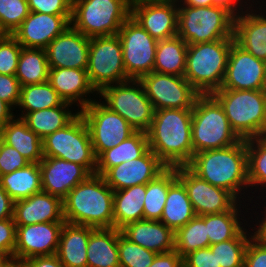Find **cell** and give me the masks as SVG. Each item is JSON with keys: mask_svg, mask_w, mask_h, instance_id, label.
I'll list each match as a JSON object with an SVG mask.
<instances>
[{"mask_svg": "<svg viewBox=\"0 0 266 267\" xmlns=\"http://www.w3.org/2000/svg\"><path fill=\"white\" fill-rule=\"evenodd\" d=\"M14 200L0 185V220L13 218Z\"/></svg>", "mask_w": 266, "mask_h": 267, "instance_id": "9f6ffc18", "label": "cell"}, {"mask_svg": "<svg viewBox=\"0 0 266 267\" xmlns=\"http://www.w3.org/2000/svg\"><path fill=\"white\" fill-rule=\"evenodd\" d=\"M251 1V0H247ZM246 0H214L215 6H220L225 8L227 11H229L234 17L239 16L241 13L245 12L244 9H250L254 5L251 3L247 4ZM245 5H244V4ZM241 6V7H240ZM245 6V7H244ZM248 6V7H247ZM240 10V11H239ZM244 10V11H243Z\"/></svg>", "mask_w": 266, "mask_h": 267, "instance_id": "11a10c76", "label": "cell"}, {"mask_svg": "<svg viewBox=\"0 0 266 267\" xmlns=\"http://www.w3.org/2000/svg\"><path fill=\"white\" fill-rule=\"evenodd\" d=\"M234 39L188 45L184 78L201 94L221 88Z\"/></svg>", "mask_w": 266, "mask_h": 267, "instance_id": "277c9868", "label": "cell"}, {"mask_svg": "<svg viewBox=\"0 0 266 267\" xmlns=\"http://www.w3.org/2000/svg\"><path fill=\"white\" fill-rule=\"evenodd\" d=\"M0 185L14 200L25 199L42 191L39 163L0 176Z\"/></svg>", "mask_w": 266, "mask_h": 267, "instance_id": "e575fe53", "label": "cell"}, {"mask_svg": "<svg viewBox=\"0 0 266 267\" xmlns=\"http://www.w3.org/2000/svg\"><path fill=\"white\" fill-rule=\"evenodd\" d=\"M223 107L241 139L266 136V93L263 90L218 89L211 94Z\"/></svg>", "mask_w": 266, "mask_h": 267, "instance_id": "5b68a950", "label": "cell"}, {"mask_svg": "<svg viewBox=\"0 0 266 267\" xmlns=\"http://www.w3.org/2000/svg\"><path fill=\"white\" fill-rule=\"evenodd\" d=\"M262 90L266 93V72H265V77H264V81H263Z\"/></svg>", "mask_w": 266, "mask_h": 267, "instance_id": "be15d7a7", "label": "cell"}, {"mask_svg": "<svg viewBox=\"0 0 266 267\" xmlns=\"http://www.w3.org/2000/svg\"><path fill=\"white\" fill-rule=\"evenodd\" d=\"M20 263L23 267H65L56 254L35 256Z\"/></svg>", "mask_w": 266, "mask_h": 267, "instance_id": "db71d44e", "label": "cell"}, {"mask_svg": "<svg viewBox=\"0 0 266 267\" xmlns=\"http://www.w3.org/2000/svg\"><path fill=\"white\" fill-rule=\"evenodd\" d=\"M263 208H265V211H263L264 215L261 212L263 217L261 218V220L257 221V223L259 224L255 223V225H253V226H257V225L258 226L254 229L252 228V231L254 232L255 230L254 232L255 235L266 244V206Z\"/></svg>", "mask_w": 266, "mask_h": 267, "instance_id": "680465c9", "label": "cell"}, {"mask_svg": "<svg viewBox=\"0 0 266 267\" xmlns=\"http://www.w3.org/2000/svg\"><path fill=\"white\" fill-rule=\"evenodd\" d=\"M86 70L96 92L108 85L129 80L123 64L121 41L117 34L90 38Z\"/></svg>", "mask_w": 266, "mask_h": 267, "instance_id": "8fae6325", "label": "cell"}, {"mask_svg": "<svg viewBox=\"0 0 266 267\" xmlns=\"http://www.w3.org/2000/svg\"><path fill=\"white\" fill-rule=\"evenodd\" d=\"M244 267H266V244L255 234L247 244Z\"/></svg>", "mask_w": 266, "mask_h": 267, "instance_id": "681fc988", "label": "cell"}, {"mask_svg": "<svg viewBox=\"0 0 266 267\" xmlns=\"http://www.w3.org/2000/svg\"><path fill=\"white\" fill-rule=\"evenodd\" d=\"M139 81L154 111L168 108L192 109L201 95L184 76L151 72L143 75Z\"/></svg>", "mask_w": 266, "mask_h": 267, "instance_id": "5bb4252c", "label": "cell"}, {"mask_svg": "<svg viewBox=\"0 0 266 267\" xmlns=\"http://www.w3.org/2000/svg\"><path fill=\"white\" fill-rule=\"evenodd\" d=\"M156 253L127 239L118 230V256L120 267H149Z\"/></svg>", "mask_w": 266, "mask_h": 267, "instance_id": "7bdbcfd3", "label": "cell"}, {"mask_svg": "<svg viewBox=\"0 0 266 267\" xmlns=\"http://www.w3.org/2000/svg\"><path fill=\"white\" fill-rule=\"evenodd\" d=\"M79 112L88 126L96 158L136 131L124 118L96 99Z\"/></svg>", "mask_w": 266, "mask_h": 267, "instance_id": "4fadbf2b", "label": "cell"}, {"mask_svg": "<svg viewBox=\"0 0 266 267\" xmlns=\"http://www.w3.org/2000/svg\"><path fill=\"white\" fill-rule=\"evenodd\" d=\"M130 16L129 0H73L70 25L89 38L110 36Z\"/></svg>", "mask_w": 266, "mask_h": 267, "instance_id": "ba28073f", "label": "cell"}, {"mask_svg": "<svg viewBox=\"0 0 266 267\" xmlns=\"http://www.w3.org/2000/svg\"><path fill=\"white\" fill-rule=\"evenodd\" d=\"M177 179V167H167L155 179L146 184L144 219L160 221L169 186Z\"/></svg>", "mask_w": 266, "mask_h": 267, "instance_id": "8d00e7d4", "label": "cell"}, {"mask_svg": "<svg viewBox=\"0 0 266 267\" xmlns=\"http://www.w3.org/2000/svg\"><path fill=\"white\" fill-rule=\"evenodd\" d=\"M265 72L266 61L254 57L234 42L220 89L262 90Z\"/></svg>", "mask_w": 266, "mask_h": 267, "instance_id": "2e32d148", "label": "cell"}, {"mask_svg": "<svg viewBox=\"0 0 266 267\" xmlns=\"http://www.w3.org/2000/svg\"><path fill=\"white\" fill-rule=\"evenodd\" d=\"M177 178L185 186L197 216L229 211L239 203L231 192L211 185L196 175L188 166L177 167Z\"/></svg>", "mask_w": 266, "mask_h": 267, "instance_id": "9a60e30c", "label": "cell"}, {"mask_svg": "<svg viewBox=\"0 0 266 267\" xmlns=\"http://www.w3.org/2000/svg\"><path fill=\"white\" fill-rule=\"evenodd\" d=\"M184 267H220L209 247L193 251L183 258Z\"/></svg>", "mask_w": 266, "mask_h": 267, "instance_id": "816d5d0a", "label": "cell"}, {"mask_svg": "<svg viewBox=\"0 0 266 267\" xmlns=\"http://www.w3.org/2000/svg\"><path fill=\"white\" fill-rule=\"evenodd\" d=\"M16 224L14 218L0 220V257L14 258Z\"/></svg>", "mask_w": 266, "mask_h": 267, "instance_id": "c3c4849f", "label": "cell"}, {"mask_svg": "<svg viewBox=\"0 0 266 267\" xmlns=\"http://www.w3.org/2000/svg\"><path fill=\"white\" fill-rule=\"evenodd\" d=\"M15 262L12 257H0V267H11Z\"/></svg>", "mask_w": 266, "mask_h": 267, "instance_id": "6125c7cd", "label": "cell"}, {"mask_svg": "<svg viewBox=\"0 0 266 267\" xmlns=\"http://www.w3.org/2000/svg\"><path fill=\"white\" fill-rule=\"evenodd\" d=\"M29 163L15 148L0 140V176L22 169Z\"/></svg>", "mask_w": 266, "mask_h": 267, "instance_id": "bcb514c9", "label": "cell"}, {"mask_svg": "<svg viewBox=\"0 0 266 267\" xmlns=\"http://www.w3.org/2000/svg\"><path fill=\"white\" fill-rule=\"evenodd\" d=\"M178 5H187L190 7L214 6V0H178Z\"/></svg>", "mask_w": 266, "mask_h": 267, "instance_id": "91938a15", "label": "cell"}, {"mask_svg": "<svg viewBox=\"0 0 266 267\" xmlns=\"http://www.w3.org/2000/svg\"><path fill=\"white\" fill-rule=\"evenodd\" d=\"M48 82L64 102L77 105V111L95 101L90 94H98L89 81L86 69L49 68Z\"/></svg>", "mask_w": 266, "mask_h": 267, "instance_id": "603a6c76", "label": "cell"}, {"mask_svg": "<svg viewBox=\"0 0 266 267\" xmlns=\"http://www.w3.org/2000/svg\"><path fill=\"white\" fill-rule=\"evenodd\" d=\"M13 111L14 110L6 102L0 99V129L16 116Z\"/></svg>", "mask_w": 266, "mask_h": 267, "instance_id": "6f0895ef", "label": "cell"}, {"mask_svg": "<svg viewBox=\"0 0 266 267\" xmlns=\"http://www.w3.org/2000/svg\"><path fill=\"white\" fill-rule=\"evenodd\" d=\"M90 38L68 26L45 48L49 68L87 69Z\"/></svg>", "mask_w": 266, "mask_h": 267, "instance_id": "ac0fdd59", "label": "cell"}, {"mask_svg": "<svg viewBox=\"0 0 266 267\" xmlns=\"http://www.w3.org/2000/svg\"><path fill=\"white\" fill-rule=\"evenodd\" d=\"M170 1H178V0H129L130 7L134 5L140 4H149V3H164Z\"/></svg>", "mask_w": 266, "mask_h": 267, "instance_id": "94428289", "label": "cell"}, {"mask_svg": "<svg viewBox=\"0 0 266 267\" xmlns=\"http://www.w3.org/2000/svg\"><path fill=\"white\" fill-rule=\"evenodd\" d=\"M146 133L149 149L167 167L187 166L192 161V109L154 111Z\"/></svg>", "mask_w": 266, "mask_h": 267, "instance_id": "6da1fadb", "label": "cell"}, {"mask_svg": "<svg viewBox=\"0 0 266 267\" xmlns=\"http://www.w3.org/2000/svg\"><path fill=\"white\" fill-rule=\"evenodd\" d=\"M98 94L106 107L119 114L136 131L147 132L150 129L154 108L139 79L108 85Z\"/></svg>", "mask_w": 266, "mask_h": 267, "instance_id": "30bf717a", "label": "cell"}, {"mask_svg": "<svg viewBox=\"0 0 266 267\" xmlns=\"http://www.w3.org/2000/svg\"><path fill=\"white\" fill-rule=\"evenodd\" d=\"M96 228L64 222L56 256L65 267H87V245Z\"/></svg>", "mask_w": 266, "mask_h": 267, "instance_id": "4316f807", "label": "cell"}, {"mask_svg": "<svg viewBox=\"0 0 266 267\" xmlns=\"http://www.w3.org/2000/svg\"><path fill=\"white\" fill-rule=\"evenodd\" d=\"M22 46L12 34L0 39V74L15 75Z\"/></svg>", "mask_w": 266, "mask_h": 267, "instance_id": "f6af8a7d", "label": "cell"}, {"mask_svg": "<svg viewBox=\"0 0 266 267\" xmlns=\"http://www.w3.org/2000/svg\"><path fill=\"white\" fill-rule=\"evenodd\" d=\"M149 149L146 132L135 131L119 145L103 151L96 158L95 174L103 176L110 168L140 158Z\"/></svg>", "mask_w": 266, "mask_h": 267, "instance_id": "f1b7e54d", "label": "cell"}, {"mask_svg": "<svg viewBox=\"0 0 266 267\" xmlns=\"http://www.w3.org/2000/svg\"><path fill=\"white\" fill-rule=\"evenodd\" d=\"M63 102L48 81L41 84L25 85L21 87L20 101L17 108H20L22 112L18 116L23 118L28 112L57 107Z\"/></svg>", "mask_w": 266, "mask_h": 267, "instance_id": "f35d334b", "label": "cell"}, {"mask_svg": "<svg viewBox=\"0 0 266 267\" xmlns=\"http://www.w3.org/2000/svg\"><path fill=\"white\" fill-rule=\"evenodd\" d=\"M71 16L30 12L12 35L22 47L45 49L70 26Z\"/></svg>", "mask_w": 266, "mask_h": 267, "instance_id": "d6986e66", "label": "cell"}, {"mask_svg": "<svg viewBox=\"0 0 266 267\" xmlns=\"http://www.w3.org/2000/svg\"><path fill=\"white\" fill-rule=\"evenodd\" d=\"M117 35L121 41L127 78L140 79L153 72L158 40L131 16L123 23Z\"/></svg>", "mask_w": 266, "mask_h": 267, "instance_id": "7c38bea8", "label": "cell"}, {"mask_svg": "<svg viewBox=\"0 0 266 267\" xmlns=\"http://www.w3.org/2000/svg\"><path fill=\"white\" fill-rule=\"evenodd\" d=\"M20 93L21 85L15 75L0 74V99L2 101L15 109L20 101Z\"/></svg>", "mask_w": 266, "mask_h": 267, "instance_id": "f907efd6", "label": "cell"}, {"mask_svg": "<svg viewBox=\"0 0 266 267\" xmlns=\"http://www.w3.org/2000/svg\"><path fill=\"white\" fill-rule=\"evenodd\" d=\"M146 184L114 191V228L121 230L129 223L144 219Z\"/></svg>", "mask_w": 266, "mask_h": 267, "instance_id": "4dcf8cb0", "label": "cell"}, {"mask_svg": "<svg viewBox=\"0 0 266 267\" xmlns=\"http://www.w3.org/2000/svg\"><path fill=\"white\" fill-rule=\"evenodd\" d=\"M149 267H184L183 258L175 251L157 254Z\"/></svg>", "mask_w": 266, "mask_h": 267, "instance_id": "f5cc1de1", "label": "cell"}, {"mask_svg": "<svg viewBox=\"0 0 266 267\" xmlns=\"http://www.w3.org/2000/svg\"><path fill=\"white\" fill-rule=\"evenodd\" d=\"M30 14L27 0H0V27L12 34Z\"/></svg>", "mask_w": 266, "mask_h": 267, "instance_id": "ee69618b", "label": "cell"}, {"mask_svg": "<svg viewBox=\"0 0 266 267\" xmlns=\"http://www.w3.org/2000/svg\"><path fill=\"white\" fill-rule=\"evenodd\" d=\"M1 140L15 148L30 163L43 159L42 139L30 130L26 122L15 116L0 129Z\"/></svg>", "mask_w": 266, "mask_h": 267, "instance_id": "83f0119b", "label": "cell"}, {"mask_svg": "<svg viewBox=\"0 0 266 267\" xmlns=\"http://www.w3.org/2000/svg\"><path fill=\"white\" fill-rule=\"evenodd\" d=\"M39 167L42 191L61 200L91 175L84 166L55 157H43Z\"/></svg>", "mask_w": 266, "mask_h": 267, "instance_id": "44dd1931", "label": "cell"}, {"mask_svg": "<svg viewBox=\"0 0 266 267\" xmlns=\"http://www.w3.org/2000/svg\"><path fill=\"white\" fill-rule=\"evenodd\" d=\"M249 229L245 228L234 239L209 246L212 253L215 254L217 265H220V267H244L245 250L250 238L253 236L252 234H255L248 232Z\"/></svg>", "mask_w": 266, "mask_h": 267, "instance_id": "60d3db41", "label": "cell"}, {"mask_svg": "<svg viewBox=\"0 0 266 267\" xmlns=\"http://www.w3.org/2000/svg\"><path fill=\"white\" fill-rule=\"evenodd\" d=\"M246 146L249 188L266 189V136L246 139Z\"/></svg>", "mask_w": 266, "mask_h": 267, "instance_id": "b9f144b4", "label": "cell"}, {"mask_svg": "<svg viewBox=\"0 0 266 267\" xmlns=\"http://www.w3.org/2000/svg\"><path fill=\"white\" fill-rule=\"evenodd\" d=\"M63 225L64 222H44L16 226L15 261L56 254Z\"/></svg>", "mask_w": 266, "mask_h": 267, "instance_id": "e0dca14e", "label": "cell"}, {"mask_svg": "<svg viewBox=\"0 0 266 267\" xmlns=\"http://www.w3.org/2000/svg\"><path fill=\"white\" fill-rule=\"evenodd\" d=\"M114 190L101 175L91 174L62 200L65 222L93 228H114Z\"/></svg>", "mask_w": 266, "mask_h": 267, "instance_id": "3957f363", "label": "cell"}, {"mask_svg": "<svg viewBox=\"0 0 266 267\" xmlns=\"http://www.w3.org/2000/svg\"><path fill=\"white\" fill-rule=\"evenodd\" d=\"M73 0H27L30 12L50 15H72Z\"/></svg>", "mask_w": 266, "mask_h": 267, "instance_id": "7dc6e473", "label": "cell"}, {"mask_svg": "<svg viewBox=\"0 0 266 267\" xmlns=\"http://www.w3.org/2000/svg\"><path fill=\"white\" fill-rule=\"evenodd\" d=\"M16 226H27L44 222H65L63 204L59 197L40 191L32 196L14 201Z\"/></svg>", "mask_w": 266, "mask_h": 267, "instance_id": "cb8c5ba5", "label": "cell"}, {"mask_svg": "<svg viewBox=\"0 0 266 267\" xmlns=\"http://www.w3.org/2000/svg\"><path fill=\"white\" fill-rule=\"evenodd\" d=\"M167 166L148 149L140 158L126 161L110 168L104 175L106 183L114 190L147 184L161 174Z\"/></svg>", "mask_w": 266, "mask_h": 267, "instance_id": "ffe728a7", "label": "cell"}, {"mask_svg": "<svg viewBox=\"0 0 266 267\" xmlns=\"http://www.w3.org/2000/svg\"><path fill=\"white\" fill-rule=\"evenodd\" d=\"M242 139L234 132L223 107L211 95H200L192 108V146L194 154L221 149Z\"/></svg>", "mask_w": 266, "mask_h": 267, "instance_id": "8992f818", "label": "cell"}, {"mask_svg": "<svg viewBox=\"0 0 266 267\" xmlns=\"http://www.w3.org/2000/svg\"><path fill=\"white\" fill-rule=\"evenodd\" d=\"M69 107L72 108V104L63 102L57 107L28 112L22 119L28 128L43 140L51 133L64 128L79 114V111L75 110L74 113Z\"/></svg>", "mask_w": 266, "mask_h": 267, "instance_id": "1f68e13d", "label": "cell"}, {"mask_svg": "<svg viewBox=\"0 0 266 267\" xmlns=\"http://www.w3.org/2000/svg\"><path fill=\"white\" fill-rule=\"evenodd\" d=\"M43 157H55L84 166L95 174L96 157L88 126L79 114L64 128L42 140Z\"/></svg>", "mask_w": 266, "mask_h": 267, "instance_id": "9c48e42d", "label": "cell"}, {"mask_svg": "<svg viewBox=\"0 0 266 267\" xmlns=\"http://www.w3.org/2000/svg\"><path fill=\"white\" fill-rule=\"evenodd\" d=\"M242 201H239L231 210L217 214L205 215L206 231L209 238V246L236 238L244 229L241 214ZM240 209V210H239ZM240 212V214H239Z\"/></svg>", "mask_w": 266, "mask_h": 267, "instance_id": "d590c367", "label": "cell"}, {"mask_svg": "<svg viewBox=\"0 0 266 267\" xmlns=\"http://www.w3.org/2000/svg\"><path fill=\"white\" fill-rule=\"evenodd\" d=\"M175 251L184 258L189 253L209 247L205 215L195 216L175 231Z\"/></svg>", "mask_w": 266, "mask_h": 267, "instance_id": "ab89813d", "label": "cell"}, {"mask_svg": "<svg viewBox=\"0 0 266 267\" xmlns=\"http://www.w3.org/2000/svg\"><path fill=\"white\" fill-rule=\"evenodd\" d=\"M121 233L131 242L156 254L175 250V232L161 221L138 220L123 227Z\"/></svg>", "mask_w": 266, "mask_h": 267, "instance_id": "484cf974", "label": "cell"}, {"mask_svg": "<svg viewBox=\"0 0 266 267\" xmlns=\"http://www.w3.org/2000/svg\"><path fill=\"white\" fill-rule=\"evenodd\" d=\"M196 216L183 183L177 178L168 190L160 221L174 232Z\"/></svg>", "mask_w": 266, "mask_h": 267, "instance_id": "d6a6232c", "label": "cell"}, {"mask_svg": "<svg viewBox=\"0 0 266 267\" xmlns=\"http://www.w3.org/2000/svg\"><path fill=\"white\" fill-rule=\"evenodd\" d=\"M188 44L179 36L158 40L153 71L184 76Z\"/></svg>", "mask_w": 266, "mask_h": 267, "instance_id": "836d02e7", "label": "cell"}, {"mask_svg": "<svg viewBox=\"0 0 266 267\" xmlns=\"http://www.w3.org/2000/svg\"><path fill=\"white\" fill-rule=\"evenodd\" d=\"M49 66L45 49L22 47L15 77L21 87L48 81Z\"/></svg>", "mask_w": 266, "mask_h": 267, "instance_id": "74e56055", "label": "cell"}, {"mask_svg": "<svg viewBox=\"0 0 266 267\" xmlns=\"http://www.w3.org/2000/svg\"><path fill=\"white\" fill-rule=\"evenodd\" d=\"M87 267H120L118 229L96 228L87 245Z\"/></svg>", "mask_w": 266, "mask_h": 267, "instance_id": "f546056e", "label": "cell"}, {"mask_svg": "<svg viewBox=\"0 0 266 267\" xmlns=\"http://www.w3.org/2000/svg\"><path fill=\"white\" fill-rule=\"evenodd\" d=\"M11 267H23V265L19 262H15Z\"/></svg>", "mask_w": 266, "mask_h": 267, "instance_id": "03108f58", "label": "cell"}, {"mask_svg": "<svg viewBox=\"0 0 266 267\" xmlns=\"http://www.w3.org/2000/svg\"><path fill=\"white\" fill-rule=\"evenodd\" d=\"M262 6H259V11L251 7L234 17L233 37L245 51L266 61V11L265 14L262 12Z\"/></svg>", "mask_w": 266, "mask_h": 267, "instance_id": "d4e9b609", "label": "cell"}, {"mask_svg": "<svg viewBox=\"0 0 266 267\" xmlns=\"http://www.w3.org/2000/svg\"><path fill=\"white\" fill-rule=\"evenodd\" d=\"M6 35L5 31L0 27V39Z\"/></svg>", "mask_w": 266, "mask_h": 267, "instance_id": "e7e4bbea", "label": "cell"}, {"mask_svg": "<svg viewBox=\"0 0 266 267\" xmlns=\"http://www.w3.org/2000/svg\"><path fill=\"white\" fill-rule=\"evenodd\" d=\"M234 16L220 6L178 5L177 36L188 45L234 39Z\"/></svg>", "mask_w": 266, "mask_h": 267, "instance_id": "52a82bcc", "label": "cell"}, {"mask_svg": "<svg viewBox=\"0 0 266 267\" xmlns=\"http://www.w3.org/2000/svg\"><path fill=\"white\" fill-rule=\"evenodd\" d=\"M187 166L211 185L231 192L239 201L249 188L245 139L225 148L198 152Z\"/></svg>", "mask_w": 266, "mask_h": 267, "instance_id": "7a4b0ae2", "label": "cell"}, {"mask_svg": "<svg viewBox=\"0 0 266 267\" xmlns=\"http://www.w3.org/2000/svg\"><path fill=\"white\" fill-rule=\"evenodd\" d=\"M131 17L156 40L177 36L178 1L134 5Z\"/></svg>", "mask_w": 266, "mask_h": 267, "instance_id": "7402d4cb", "label": "cell"}]
</instances>
